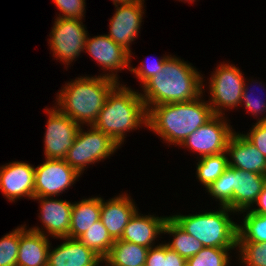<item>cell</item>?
Here are the masks:
<instances>
[{
  "mask_svg": "<svg viewBox=\"0 0 266 266\" xmlns=\"http://www.w3.org/2000/svg\"><path fill=\"white\" fill-rule=\"evenodd\" d=\"M203 75L192 64L170 55L162 68L143 86L141 98L147 110L151 106L195 100L203 95Z\"/></svg>",
  "mask_w": 266,
  "mask_h": 266,
  "instance_id": "cell-1",
  "label": "cell"
},
{
  "mask_svg": "<svg viewBox=\"0 0 266 266\" xmlns=\"http://www.w3.org/2000/svg\"><path fill=\"white\" fill-rule=\"evenodd\" d=\"M201 99L202 95L188 102L151 106L148 109L147 128L166 143L180 146L190 134L214 116L208 101Z\"/></svg>",
  "mask_w": 266,
  "mask_h": 266,
  "instance_id": "cell-2",
  "label": "cell"
},
{
  "mask_svg": "<svg viewBox=\"0 0 266 266\" xmlns=\"http://www.w3.org/2000/svg\"><path fill=\"white\" fill-rule=\"evenodd\" d=\"M102 74L78 77L67 84L56 96V107L78 125L90 126L96 121L108 94L118 84Z\"/></svg>",
  "mask_w": 266,
  "mask_h": 266,
  "instance_id": "cell-3",
  "label": "cell"
},
{
  "mask_svg": "<svg viewBox=\"0 0 266 266\" xmlns=\"http://www.w3.org/2000/svg\"><path fill=\"white\" fill-rule=\"evenodd\" d=\"M147 120L148 110L139 91L118 83L108 94L93 126L121 146L125 132L138 129L140 125L147 128Z\"/></svg>",
  "mask_w": 266,
  "mask_h": 266,
  "instance_id": "cell-4",
  "label": "cell"
},
{
  "mask_svg": "<svg viewBox=\"0 0 266 266\" xmlns=\"http://www.w3.org/2000/svg\"><path fill=\"white\" fill-rule=\"evenodd\" d=\"M220 208L219 211L169 217L204 247L237 248V223L229 217V214L236 212L225 206H220Z\"/></svg>",
  "mask_w": 266,
  "mask_h": 266,
  "instance_id": "cell-5",
  "label": "cell"
},
{
  "mask_svg": "<svg viewBox=\"0 0 266 266\" xmlns=\"http://www.w3.org/2000/svg\"><path fill=\"white\" fill-rule=\"evenodd\" d=\"M89 127L90 129L87 132L84 131L82 126L80 127L76 139L64 159L80 175L85 168H88L87 165L106 159L120 147L103 131L93 125Z\"/></svg>",
  "mask_w": 266,
  "mask_h": 266,
  "instance_id": "cell-6",
  "label": "cell"
},
{
  "mask_svg": "<svg viewBox=\"0 0 266 266\" xmlns=\"http://www.w3.org/2000/svg\"><path fill=\"white\" fill-rule=\"evenodd\" d=\"M245 77L235 65L221 63L215 68L209 82L210 99L208 101L214 115L225 116L223 110L234 109L242 105Z\"/></svg>",
  "mask_w": 266,
  "mask_h": 266,
  "instance_id": "cell-7",
  "label": "cell"
},
{
  "mask_svg": "<svg viewBox=\"0 0 266 266\" xmlns=\"http://www.w3.org/2000/svg\"><path fill=\"white\" fill-rule=\"evenodd\" d=\"M80 19H69L56 17L49 41L50 49L56 60L70 65L82 52L89 34L85 30ZM88 34V35H87Z\"/></svg>",
  "mask_w": 266,
  "mask_h": 266,
  "instance_id": "cell-8",
  "label": "cell"
},
{
  "mask_svg": "<svg viewBox=\"0 0 266 266\" xmlns=\"http://www.w3.org/2000/svg\"><path fill=\"white\" fill-rule=\"evenodd\" d=\"M224 118L214 115L190 134L180 146L198 153L199 158L226 152L227 143L235 131Z\"/></svg>",
  "mask_w": 266,
  "mask_h": 266,
  "instance_id": "cell-9",
  "label": "cell"
},
{
  "mask_svg": "<svg viewBox=\"0 0 266 266\" xmlns=\"http://www.w3.org/2000/svg\"><path fill=\"white\" fill-rule=\"evenodd\" d=\"M48 114L44 136V154L48 159H65L79 132L80 125L56 106L45 108Z\"/></svg>",
  "mask_w": 266,
  "mask_h": 266,
  "instance_id": "cell-10",
  "label": "cell"
},
{
  "mask_svg": "<svg viewBox=\"0 0 266 266\" xmlns=\"http://www.w3.org/2000/svg\"><path fill=\"white\" fill-rule=\"evenodd\" d=\"M45 160L35 167L34 197L60 196L81 176L64 159Z\"/></svg>",
  "mask_w": 266,
  "mask_h": 266,
  "instance_id": "cell-11",
  "label": "cell"
},
{
  "mask_svg": "<svg viewBox=\"0 0 266 266\" xmlns=\"http://www.w3.org/2000/svg\"><path fill=\"white\" fill-rule=\"evenodd\" d=\"M84 50L105 69L104 71H109L103 74L104 77L112 78L120 83L117 72L127 67L130 70L132 55L106 34L93 38L87 37Z\"/></svg>",
  "mask_w": 266,
  "mask_h": 266,
  "instance_id": "cell-12",
  "label": "cell"
},
{
  "mask_svg": "<svg viewBox=\"0 0 266 266\" xmlns=\"http://www.w3.org/2000/svg\"><path fill=\"white\" fill-rule=\"evenodd\" d=\"M144 0H134L127 4H116V11L110 18L109 33L115 43L121 45L131 54L130 44L140 33L144 14Z\"/></svg>",
  "mask_w": 266,
  "mask_h": 266,
  "instance_id": "cell-13",
  "label": "cell"
},
{
  "mask_svg": "<svg viewBox=\"0 0 266 266\" xmlns=\"http://www.w3.org/2000/svg\"><path fill=\"white\" fill-rule=\"evenodd\" d=\"M35 167L13 161L0 167V190L11 202L21 197L34 198Z\"/></svg>",
  "mask_w": 266,
  "mask_h": 266,
  "instance_id": "cell-14",
  "label": "cell"
},
{
  "mask_svg": "<svg viewBox=\"0 0 266 266\" xmlns=\"http://www.w3.org/2000/svg\"><path fill=\"white\" fill-rule=\"evenodd\" d=\"M226 153L231 159H228L229 167L266 175V158L243 133L232 134Z\"/></svg>",
  "mask_w": 266,
  "mask_h": 266,
  "instance_id": "cell-15",
  "label": "cell"
},
{
  "mask_svg": "<svg viewBox=\"0 0 266 266\" xmlns=\"http://www.w3.org/2000/svg\"><path fill=\"white\" fill-rule=\"evenodd\" d=\"M40 202L39 218L46 229V236L55 238H69L71 211L73 203L67 200L53 199V197H34Z\"/></svg>",
  "mask_w": 266,
  "mask_h": 266,
  "instance_id": "cell-16",
  "label": "cell"
},
{
  "mask_svg": "<svg viewBox=\"0 0 266 266\" xmlns=\"http://www.w3.org/2000/svg\"><path fill=\"white\" fill-rule=\"evenodd\" d=\"M53 250L49 246L47 266H99L103 258L86 247L79 239L68 237Z\"/></svg>",
  "mask_w": 266,
  "mask_h": 266,
  "instance_id": "cell-17",
  "label": "cell"
},
{
  "mask_svg": "<svg viewBox=\"0 0 266 266\" xmlns=\"http://www.w3.org/2000/svg\"><path fill=\"white\" fill-rule=\"evenodd\" d=\"M20 226L17 266H47L48 250L51 245L44 229L38 226Z\"/></svg>",
  "mask_w": 266,
  "mask_h": 266,
  "instance_id": "cell-18",
  "label": "cell"
},
{
  "mask_svg": "<svg viewBox=\"0 0 266 266\" xmlns=\"http://www.w3.org/2000/svg\"><path fill=\"white\" fill-rule=\"evenodd\" d=\"M265 183L266 175L232 168V210L251 209Z\"/></svg>",
  "mask_w": 266,
  "mask_h": 266,
  "instance_id": "cell-19",
  "label": "cell"
},
{
  "mask_svg": "<svg viewBox=\"0 0 266 266\" xmlns=\"http://www.w3.org/2000/svg\"><path fill=\"white\" fill-rule=\"evenodd\" d=\"M137 209L135 202L127 193L106 201L101 198L100 220L110 236L114 240H118Z\"/></svg>",
  "mask_w": 266,
  "mask_h": 266,
  "instance_id": "cell-20",
  "label": "cell"
},
{
  "mask_svg": "<svg viewBox=\"0 0 266 266\" xmlns=\"http://www.w3.org/2000/svg\"><path fill=\"white\" fill-rule=\"evenodd\" d=\"M166 216L143 215L138 210L130 218L119 240L145 246H155L156 238L163 233Z\"/></svg>",
  "mask_w": 266,
  "mask_h": 266,
  "instance_id": "cell-21",
  "label": "cell"
},
{
  "mask_svg": "<svg viewBox=\"0 0 266 266\" xmlns=\"http://www.w3.org/2000/svg\"><path fill=\"white\" fill-rule=\"evenodd\" d=\"M101 218V197H91L73 203L69 238L79 239Z\"/></svg>",
  "mask_w": 266,
  "mask_h": 266,
  "instance_id": "cell-22",
  "label": "cell"
},
{
  "mask_svg": "<svg viewBox=\"0 0 266 266\" xmlns=\"http://www.w3.org/2000/svg\"><path fill=\"white\" fill-rule=\"evenodd\" d=\"M149 248L124 240H115L109 254L103 258L105 265L145 266Z\"/></svg>",
  "mask_w": 266,
  "mask_h": 266,
  "instance_id": "cell-23",
  "label": "cell"
},
{
  "mask_svg": "<svg viewBox=\"0 0 266 266\" xmlns=\"http://www.w3.org/2000/svg\"><path fill=\"white\" fill-rule=\"evenodd\" d=\"M163 233L174 236L172 242L165 244L185 259L193 257L204 247L195 237L183 231L169 216L165 221Z\"/></svg>",
  "mask_w": 266,
  "mask_h": 266,
  "instance_id": "cell-24",
  "label": "cell"
},
{
  "mask_svg": "<svg viewBox=\"0 0 266 266\" xmlns=\"http://www.w3.org/2000/svg\"><path fill=\"white\" fill-rule=\"evenodd\" d=\"M228 159L226 152L198 159L196 177L206 189L229 167Z\"/></svg>",
  "mask_w": 266,
  "mask_h": 266,
  "instance_id": "cell-25",
  "label": "cell"
},
{
  "mask_svg": "<svg viewBox=\"0 0 266 266\" xmlns=\"http://www.w3.org/2000/svg\"><path fill=\"white\" fill-rule=\"evenodd\" d=\"M243 215L242 224H237L238 242H266V215L256 214L249 209L240 213Z\"/></svg>",
  "mask_w": 266,
  "mask_h": 266,
  "instance_id": "cell-26",
  "label": "cell"
},
{
  "mask_svg": "<svg viewBox=\"0 0 266 266\" xmlns=\"http://www.w3.org/2000/svg\"><path fill=\"white\" fill-rule=\"evenodd\" d=\"M79 240L102 258H105L109 254L115 242L101 220L95 222Z\"/></svg>",
  "mask_w": 266,
  "mask_h": 266,
  "instance_id": "cell-27",
  "label": "cell"
},
{
  "mask_svg": "<svg viewBox=\"0 0 266 266\" xmlns=\"http://www.w3.org/2000/svg\"><path fill=\"white\" fill-rule=\"evenodd\" d=\"M232 249L203 247L196 255L186 259V266H228ZM230 251V252H229Z\"/></svg>",
  "mask_w": 266,
  "mask_h": 266,
  "instance_id": "cell-28",
  "label": "cell"
},
{
  "mask_svg": "<svg viewBox=\"0 0 266 266\" xmlns=\"http://www.w3.org/2000/svg\"><path fill=\"white\" fill-rule=\"evenodd\" d=\"M239 263L245 266H266V242H237Z\"/></svg>",
  "mask_w": 266,
  "mask_h": 266,
  "instance_id": "cell-29",
  "label": "cell"
},
{
  "mask_svg": "<svg viewBox=\"0 0 266 266\" xmlns=\"http://www.w3.org/2000/svg\"><path fill=\"white\" fill-rule=\"evenodd\" d=\"M206 190L219 201L220 206L232 210V167H228Z\"/></svg>",
  "mask_w": 266,
  "mask_h": 266,
  "instance_id": "cell-30",
  "label": "cell"
},
{
  "mask_svg": "<svg viewBox=\"0 0 266 266\" xmlns=\"http://www.w3.org/2000/svg\"><path fill=\"white\" fill-rule=\"evenodd\" d=\"M20 227L0 239V266H17Z\"/></svg>",
  "mask_w": 266,
  "mask_h": 266,
  "instance_id": "cell-31",
  "label": "cell"
},
{
  "mask_svg": "<svg viewBox=\"0 0 266 266\" xmlns=\"http://www.w3.org/2000/svg\"><path fill=\"white\" fill-rule=\"evenodd\" d=\"M58 10L60 18L82 20L85 10V0H53Z\"/></svg>",
  "mask_w": 266,
  "mask_h": 266,
  "instance_id": "cell-32",
  "label": "cell"
},
{
  "mask_svg": "<svg viewBox=\"0 0 266 266\" xmlns=\"http://www.w3.org/2000/svg\"><path fill=\"white\" fill-rule=\"evenodd\" d=\"M169 57V55L161 57L157 59L156 61L150 62V63H144L141 62L138 67H132L130 66V72L134 73L137 77V79L140 80V83L142 86L153 76L156 75L159 71H162L163 65L166 61V59Z\"/></svg>",
  "mask_w": 266,
  "mask_h": 266,
  "instance_id": "cell-33",
  "label": "cell"
},
{
  "mask_svg": "<svg viewBox=\"0 0 266 266\" xmlns=\"http://www.w3.org/2000/svg\"><path fill=\"white\" fill-rule=\"evenodd\" d=\"M259 83H260L259 86L260 85L262 86V83L261 82ZM247 84L248 83H244L241 102L244 103L243 105L247 109V111L250 112L251 115L253 114L252 116L261 117L260 114L262 115L266 113V99L263 100V99H260L258 97H254L253 95H251L253 93L252 92L253 90L251 91L252 93H250V90L248 91L249 88L247 87L249 86Z\"/></svg>",
  "mask_w": 266,
  "mask_h": 266,
  "instance_id": "cell-34",
  "label": "cell"
},
{
  "mask_svg": "<svg viewBox=\"0 0 266 266\" xmlns=\"http://www.w3.org/2000/svg\"><path fill=\"white\" fill-rule=\"evenodd\" d=\"M247 134H243L266 158V122H256Z\"/></svg>",
  "mask_w": 266,
  "mask_h": 266,
  "instance_id": "cell-35",
  "label": "cell"
},
{
  "mask_svg": "<svg viewBox=\"0 0 266 266\" xmlns=\"http://www.w3.org/2000/svg\"><path fill=\"white\" fill-rule=\"evenodd\" d=\"M165 244H159L149 248L145 266H164Z\"/></svg>",
  "mask_w": 266,
  "mask_h": 266,
  "instance_id": "cell-36",
  "label": "cell"
},
{
  "mask_svg": "<svg viewBox=\"0 0 266 266\" xmlns=\"http://www.w3.org/2000/svg\"><path fill=\"white\" fill-rule=\"evenodd\" d=\"M164 266H186V259L165 244Z\"/></svg>",
  "mask_w": 266,
  "mask_h": 266,
  "instance_id": "cell-37",
  "label": "cell"
},
{
  "mask_svg": "<svg viewBox=\"0 0 266 266\" xmlns=\"http://www.w3.org/2000/svg\"><path fill=\"white\" fill-rule=\"evenodd\" d=\"M258 208L250 209L251 212L256 214L266 215V183L262 189V192L258 195L257 201L254 203Z\"/></svg>",
  "mask_w": 266,
  "mask_h": 266,
  "instance_id": "cell-38",
  "label": "cell"
},
{
  "mask_svg": "<svg viewBox=\"0 0 266 266\" xmlns=\"http://www.w3.org/2000/svg\"><path fill=\"white\" fill-rule=\"evenodd\" d=\"M134 0H112L113 4L116 5V4H127V3H130V2H133Z\"/></svg>",
  "mask_w": 266,
  "mask_h": 266,
  "instance_id": "cell-39",
  "label": "cell"
},
{
  "mask_svg": "<svg viewBox=\"0 0 266 266\" xmlns=\"http://www.w3.org/2000/svg\"><path fill=\"white\" fill-rule=\"evenodd\" d=\"M257 122H266V115L265 117L263 116L262 118H258Z\"/></svg>",
  "mask_w": 266,
  "mask_h": 266,
  "instance_id": "cell-40",
  "label": "cell"
},
{
  "mask_svg": "<svg viewBox=\"0 0 266 266\" xmlns=\"http://www.w3.org/2000/svg\"><path fill=\"white\" fill-rule=\"evenodd\" d=\"M180 1H183V0H180ZM185 2H194L195 0H184Z\"/></svg>",
  "mask_w": 266,
  "mask_h": 266,
  "instance_id": "cell-41",
  "label": "cell"
},
{
  "mask_svg": "<svg viewBox=\"0 0 266 266\" xmlns=\"http://www.w3.org/2000/svg\"><path fill=\"white\" fill-rule=\"evenodd\" d=\"M105 266H122V265H105Z\"/></svg>",
  "mask_w": 266,
  "mask_h": 266,
  "instance_id": "cell-42",
  "label": "cell"
}]
</instances>
